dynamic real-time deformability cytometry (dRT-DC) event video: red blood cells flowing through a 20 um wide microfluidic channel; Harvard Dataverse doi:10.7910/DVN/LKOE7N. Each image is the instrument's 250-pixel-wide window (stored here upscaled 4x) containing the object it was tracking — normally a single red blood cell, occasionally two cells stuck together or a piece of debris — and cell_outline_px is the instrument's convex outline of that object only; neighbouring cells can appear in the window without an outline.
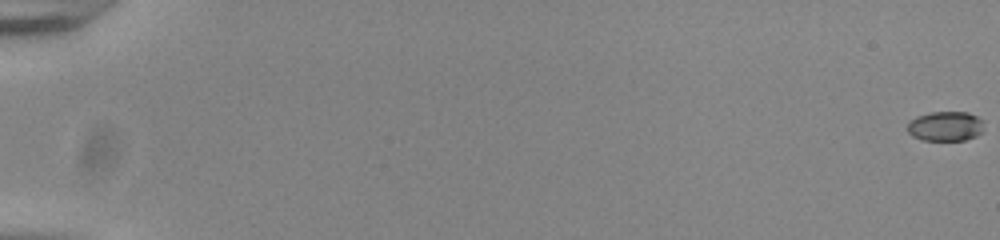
{"species": "common noctule bat (a hibernating species)", "species_latin": "Nyctalus noctula", "temperature_condition": "room temperature", "stored_images_in_passage": 56, "camera_frame_rate_fps": 3000, "um_per_image_px": 0.085, "animal": {"sex": "male", "body_mass_g": 20.0, "forearm_length_mm": 53.3}, "frame": {"image": 1, "passage_image": 1, "time_ms": 0.0, "image_size_px": [1000, 240], "cell_outline_px": [[984, 132], [976, 136], [964, 140], [924, 140], [912, 136], [908, 132], [908, 120], [916, 116], [928, 112], [968, 112], [984, 120]], "centroid_in_image_um": [80.39, 10.72], "position_along_channel_um": 4.6, "area_um2": 13.53}}
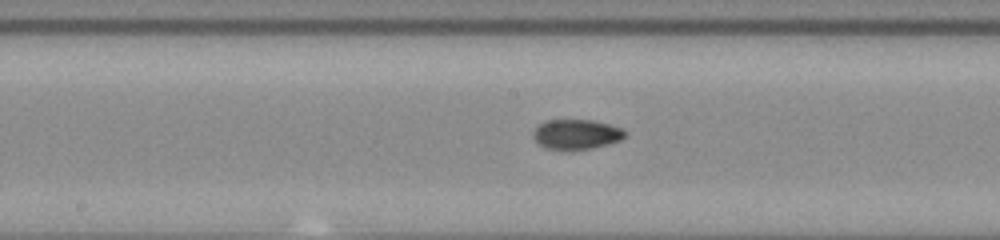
{"frame": {"image": 2, "passage_image": 32, "time_ms": 10.333, "image_size_px": [1000, 240], "cell_outline_px": [[628, 136], [620, 140], [608, 144], [592, 148], [544, 148], [532, 136], [532, 132], [536, 124], [544, 120], [592, 120], [624, 128], [628, 132]], "centroid_in_image_um": [49.01, 11.38], "position_along_channel_um": 199.2, "area_um2": 16.01}}
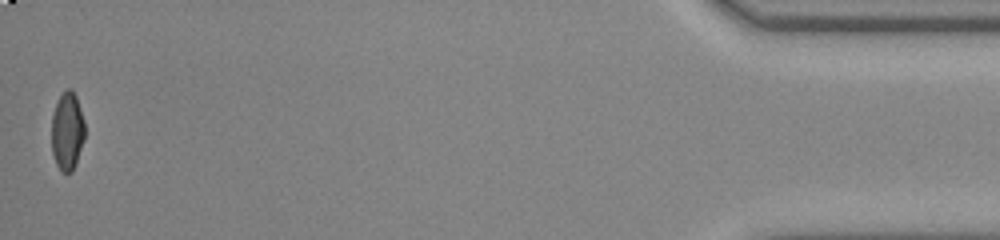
{"frame": {"image": 3, "passage_image": 56, "time_ms": 18.333, "image_size_px": [1000, 240], "cell_outline_px": [[84, 140], [76, 164], [72, 172], [60, 172], [56, 164], [52, 152], [52, 116], [56, 104], [60, 96], [68, 88], [72, 88], [76, 96], [84, 120]], "centroid_in_image_um": [5.72, 11.18], "position_along_channel_um": 429.5, "area_um2": 15.14}, "authors_computed_cell_mechanics": {"area_um2": 15.3459, "velocity_mm_per_s": 3.8989, "shape_relaxation_time_tau1_ms": null, "shape_relaxation_time_tau2_ms": 1.5719, "deformation_change_tau1": null, "deformation_change_tau2": 0.0612}}